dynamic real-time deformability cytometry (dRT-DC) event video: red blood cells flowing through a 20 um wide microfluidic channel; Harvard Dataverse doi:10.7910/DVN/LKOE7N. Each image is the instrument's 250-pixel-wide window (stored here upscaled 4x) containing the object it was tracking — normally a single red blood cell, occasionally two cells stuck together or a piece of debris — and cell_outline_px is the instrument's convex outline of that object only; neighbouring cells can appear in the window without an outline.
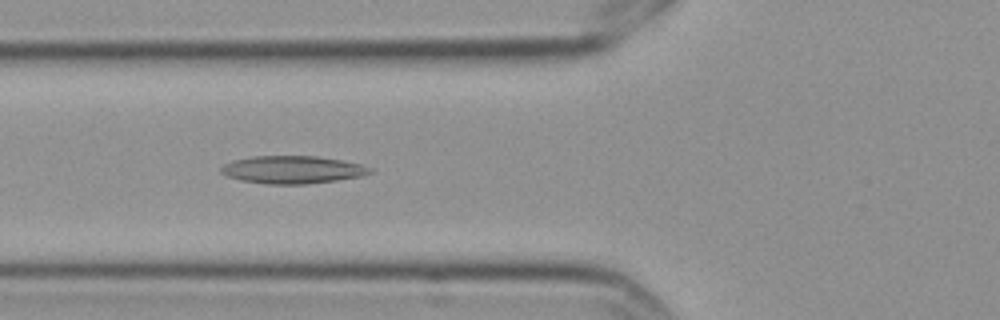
{"species": "Egyptian fruit bat (a non-hibernating species)", "species_latin": "Rousettus aegyptiacus", "temperature_condition": "cold", "stored_images_in_passage": 9, "camera_frame_rate_fps": 3000, "um_per_image_px": 0.085, "frame": {"image": 1, "passage_image": 6, "time_ms": 1.667, "image_size_px": [1000, 320], "cell_outline_px": [[372, 172], [360, 176], [336, 180], [304, 184], [268, 184], [240, 180], [228, 176], [220, 172], [220, 168], [224, 164], [232, 160], [252, 156], [316, 156], [340, 160], [360, 164], [372, 168]], "centroid_in_image_um": [24.82, 14.42], "position_along_channel_um": 101.0, "area_um2": 23.87}}
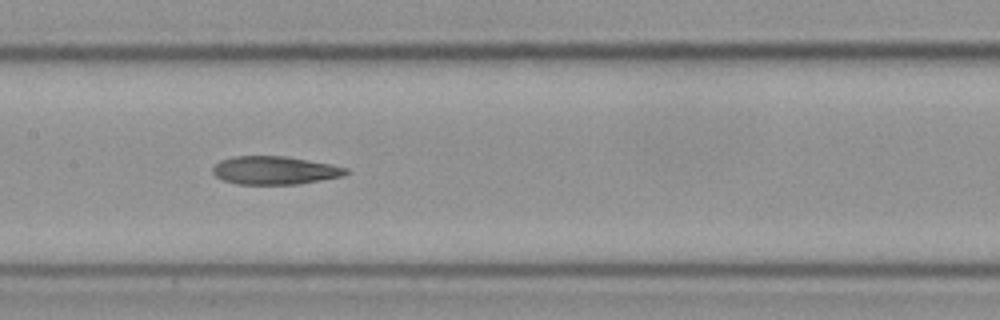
{"frame": {"image": 2, "passage_image": 8, "time_ms": 2.333, "image_size_px": [1000, 320], "cell_outline_px": [[348, 172], [344, 176], [300, 184], [236, 184], [224, 180], [216, 176], [212, 172], [212, 168], [220, 160], [232, 156], [284, 156], [332, 164], [348, 168]], "centroid_in_image_um": [23.36, 14.48], "position_along_channel_um": 184.0, "area_um2": 21.96}}
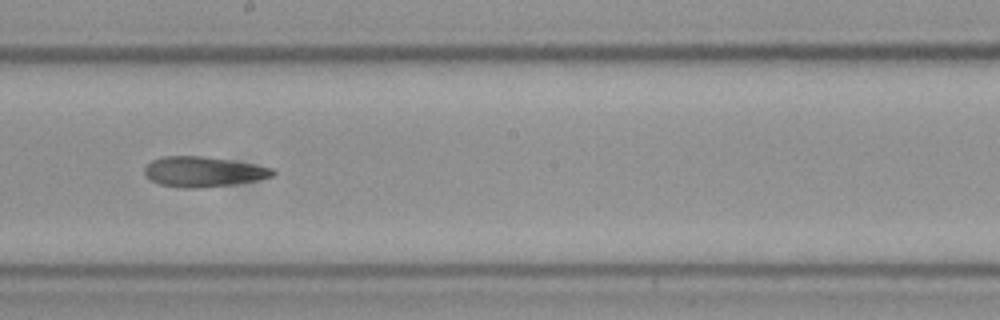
{"frame": {"image": 3, "passage_image": 9, "time_ms": 2.667, "image_size_px": [1000, 320], "cell_outline_px": [[276, 172], [272, 176], [236, 184], [196, 188], [184, 188], [160, 184], [152, 180], [144, 172], [144, 168], [152, 160], [164, 156], [204, 156], [252, 164], [272, 168]], "centroid_in_image_um": [17.26, 14.59], "position_along_channel_um": 230.9, "area_um2": 22.2}}